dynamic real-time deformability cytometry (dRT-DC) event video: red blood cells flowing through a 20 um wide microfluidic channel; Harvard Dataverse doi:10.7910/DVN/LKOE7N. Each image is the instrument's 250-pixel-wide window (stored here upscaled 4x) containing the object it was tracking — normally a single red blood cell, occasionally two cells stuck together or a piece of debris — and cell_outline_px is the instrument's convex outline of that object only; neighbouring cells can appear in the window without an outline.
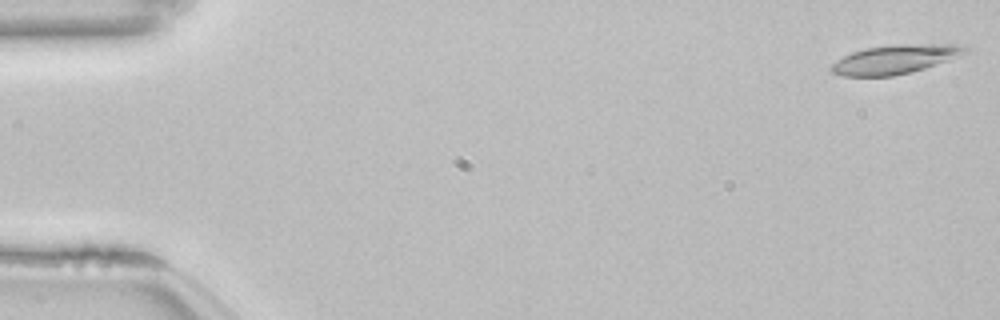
{"species": "common noctule bat (a hibernating species)", "species_latin": "Nyctalus noctula", "temperature_condition": "room temperature", "stored_images_in_passage": 53, "camera_frame_rate_fps": 3000, "um_per_image_px": 0.085, "animal": {"sex": "female", "body_mass_g": 22.7, "forearm_length_mm": 54.2}, "frame": {"image": 1, "passage_image": 1, "time_ms": 0.0, "image_size_px": [1000, 320], "cell_outline_px": [[968, 52], [948, 60], [924, 68], [892, 76], [844, 76], [832, 72], [828, 68], [836, 60], [852, 52], [864, 48], [892, 44], [960, 44], [968, 48]], "centroid_in_image_um": [76.06, 5.03], "position_along_channel_um": 8.9, "area_um2": 22.54}}
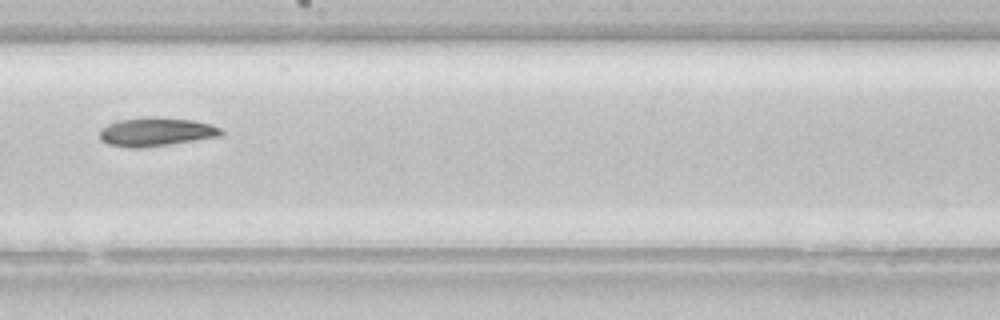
{"frame": {"image": 2, "passage_image": 30, "time_ms": 9.667, "image_size_px": [1000, 320], "cell_outline_px": [[224, 132], [220, 136], [168, 144], [140, 148], [128, 148], [108, 144], [100, 140], [100, 128], [116, 120], [152, 116], [192, 120], [208, 124], [220, 128]], "centroid_in_image_um": [13.2, 11.2], "position_along_channel_um": 235.0, "area_um2": 20.23}}
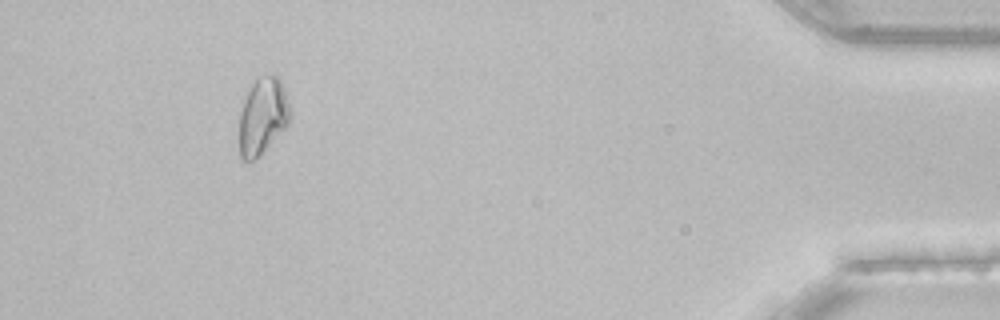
{"frame": {"image": 3, "passage_image": 49, "time_ms": 16.0, "image_size_px": [1000, 320], "cell_outline_px": [[292, 116], [288, 124], [252, 160], [244, 160], [240, 156], [240, 108], [256, 76], [268, 72], [276, 72], [284, 88], [292, 112]], "centroid_in_image_um": [22.35, 9.73], "position_along_channel_um": 412.9, "area_um2": 22.6}, "authors_computed_cell_mechanics": {"area_um2": 21.3282, "velocity_mm_per_s": 3.8383, "shape_relaxation_time_tau1_ms": 4.6207, "shape_relaxation_time_tau2_ms": null, "deformation_change_tau1": 0.113, "deformation_change_tau2": null}}